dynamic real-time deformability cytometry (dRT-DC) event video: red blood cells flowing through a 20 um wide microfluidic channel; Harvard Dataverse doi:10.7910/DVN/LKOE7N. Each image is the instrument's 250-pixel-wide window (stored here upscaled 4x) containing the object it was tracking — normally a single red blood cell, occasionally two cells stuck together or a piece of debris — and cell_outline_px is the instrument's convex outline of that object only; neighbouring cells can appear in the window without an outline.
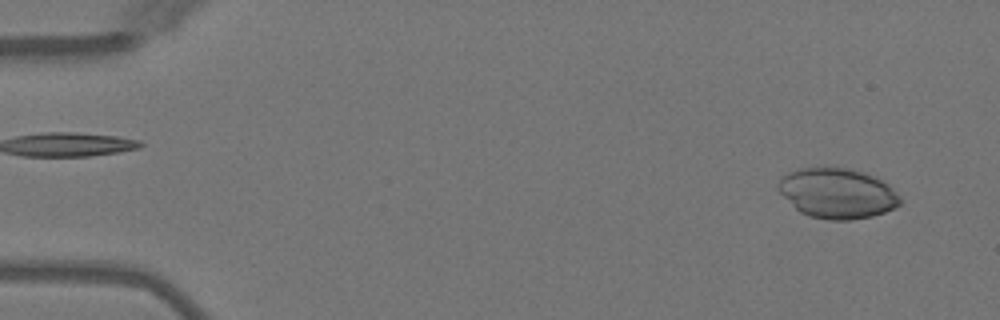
{"species": "Egyptian fruit bat (a non-hibernating species)", "species_latin": "Rousettus aegyptiacus", "temperature_condition": "warm", "stored_images_in_passage": 6, "camera_frame_rate_fps": 3000, "um_per_image_px": 0.085, "animal": {"sex": "female"}, "frame": {"image": 1, "passage_image": 2, "time_ms": 1.0, "image_size_px": [1000, 320], "cell_outline_px": [[900, 204], [896, 208], [872, 216], [852, 220], [828, 220], [808, 216], [800, 212], [776, 188], [776, 184], [788, 172], [800, 168], [824, 164], [848, 168], [864, 172], [888, 184], [900, 196]], "centroid_in_image_um": [71.15, 16.4], "position_along_channel_um": 13.8, "area_um2": 36.18}}